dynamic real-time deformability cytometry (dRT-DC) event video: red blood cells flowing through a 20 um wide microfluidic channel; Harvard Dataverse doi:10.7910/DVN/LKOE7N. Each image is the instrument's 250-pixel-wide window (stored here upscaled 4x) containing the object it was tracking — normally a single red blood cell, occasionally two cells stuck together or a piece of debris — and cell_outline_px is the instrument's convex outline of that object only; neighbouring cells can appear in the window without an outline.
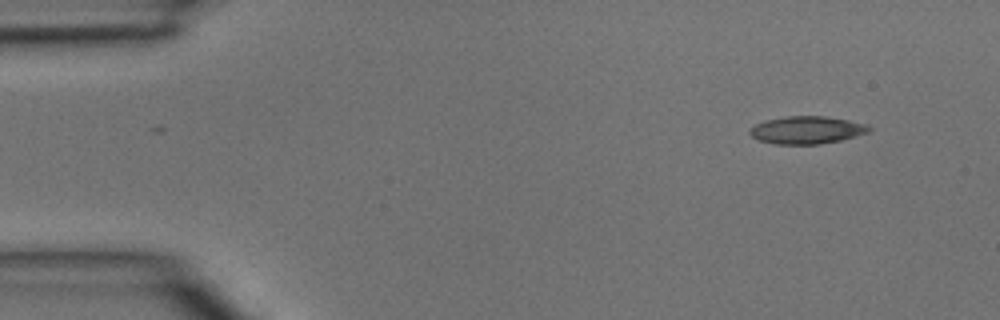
{"species": "common noctule bat (a hibernating species)", "species_latin": "Nyctalus noctula", "temperature_condition": "room temperature", "stored_images_in_passage": 3, "camera_frame_rate_fps": 3000, "um_per_image_px": 0.085, "animal": {"sex": "male", "body_mass_g": 15.6}, "frame": {"image": 1, "passage_image": 1, "time_ms": 0.0, "image_size_px": [1000, 320], "cell_outline_px": [[872, 128], [868, 132], [840, 140], [816, 144], [776, 144], [760, 140], [752, 136], [748, 132], [756, 124], [768, 120], [784, 116], [824, 116], [848, 120], [864, 124]], "centroid_in_image_um": [68.57, 11.05], "position_along_channel_um": 16.4, "area_um2": 18.79}}